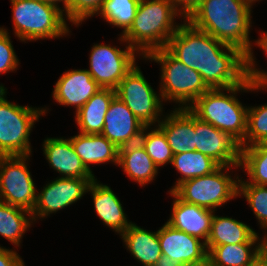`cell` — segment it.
<instances>
[{"instance_id": "7", "label": "cell", "mask_w": 267, "mask_h": 266, "mask_svg": "<svg viewBox=\"0 0 267 266\" xmlns=\"http://www.w3.org/2000/svg\"><path fill=\"white\" fill-rule=\"evenodd\" d=\"M5 90L0 85V156L30 155L31 128L47 109L13 104L5 99Z\"/></svg>"}, {"instance_id": "25", "label": "cell", "mask_w": 267, "mask_h": 266, "mask_svg": "<svg viewBox=\"0 0 267 266\" xmlns=\"http://www.w3.org/2000/svg\"><path fill=\"white\" fill-rule=\"evenodd\" d=\"M121 236L127 249L143 266H154L160 259L158 231L150 232L132 223Z\"/></svg>"}, {"instance_id": "3", "label": "cell", "mask_w": 267, "mask_h": 266, "mask_svg": "<svg viewBox=\"0 0 267 266\" xmlns=\"http://www.w3.org/2000/svg\"><path fill=\"white\" fill-rule=\"evenodd\" d=\"M262 88L266 89L267 85H254L246 79L237 86L208 89L188 107V110L201 121L210 123L221 131L229 132L241 143L247 132L248 108L244 107L235 95L240 90L245 92ZM223 91L229 92L230 95Z\"/></svg>"}, {"instance_id": "12", "label": "cell", "mask_w": 267, "mask_h": 266, "mask_svg": "<svg viewBox=\"0 0 267 266\" xmlns=\"http://www.w3.org/2000/svg\"><path fill=\"white\" fill-rule=\"evenodd\" d=\"M195 151L216 161L220 166L240 167L242 148L240 142L229 132L194 116Z\"/></svg>"}, {"instance_id": "33", "label": "cell", "mask_w": 267, "mask_h": 266, "mask_svg": "<svg viewBox=\"0 0 267 266\" xmlns=\"http://www.w3.org/2000/svg\"><path fill=\"white\" fill-rule=\"evenodd\" d=\"M267 135V104L248 107L247 132L244 140L240 143L241 148L258 143Z\"/></svg>"}, {"instance_id": "40", "label": "cell", "mask_w": 267, "mask_h": 266, "mask_svg": "<svg viewBox=\"0 0 267 266\" xmlns=\"http://www.w3.org/2000/svg\"><path fill=\"white\" fill-rule=\"evenodd\" d=\"M154 266H184L180 261L178 260H172L166 255H161L160 259L155 263Z\"/></svg>"}, {"instance_id": "26", "label": "cell", "mask_w": 267, "mask_h": 266, "mask_svg": "<svg viewBox=\"0 0 267 266\" xmlns=\"http://www.w3.org/2000/svg\"><path fill=\"white\" fill-rule=\"evenodd\" d=\"M255 244L239 243L214 246L208 252V266H250L258 257V245L251 248Z\"/></svg>"}, {"instance_id": "34", "label": "cell", "mask_w": 267, "mask_h": 266, "mask_svg": "<svg viewBox=\"0 0 267 266\" xmlns=\"http://www.w3.org/2000/svg\"><path fill=\"white\" fill-rule=\"evenodd\" d=\"M103 2L104 0H68V20L80 25L83 20L98 13Z\"/></svg>"}, {"instance_id": "27", "label": "cell", "mask_w": 267, "mask_h": 266, "mask_svg": "<svg viewBox=\"0 0 267 266\" xmlns=\"http://www.w3.org/2000/svg\"><path fill=\"white\" fill-rule=\"evenodd\" d=\"M171 164L178 170L182 177L177 180L175 186L170 191H173L180 183L195 177L210 174L220 166L209 156L191 150L173 155Z\"/></svg>"}, {"instance_id": "15", "label": "cell", "mask_w": 267, "mask_h": 266, "mask_svg": "<svg viewBox=\"0 0 267 266\" xmlns=\"http://www.w3.org/2000/svg\"><path fill=\"white\" fill-rule=\"evenodd\" d=\"M146 126L118 97H115L104 119L102 135L118 148L139 142Z\"/></svg>"}, {"instance_id": "8", "label": "cell", "mask_w": 267, "mask_h": 266, "mask_svg": "<svg viewBox=\"0 0 267 266\" xmlns=\"http://www.w3.org/2000/svg\"><path fill=\"white\" fill-rule=\"evenodd\" d=\"M231 166H219L210 174L195 177L180 183L172 192L182 201L210 210L222 206L238 195V180H233L228 172ZM227 168V169H226ZM223 171V172H222Z\"/></svg>"}, {"instance_id": "13", "label": "cell", "mask_w": 267, "mask_h": 266, "mask_svg": "<svg viewBox=\"0 0 267 266\" xmlns=\"http://www.w3.org/2000/svg\"><path fill=\"white\" fill-rule=\"evenodd\" d=\"M94 179L59 177L48 183L41 193H37L36 204L32 210V219L46 217L81 199L88 192Z\"/></svg>"}, {"instance_id": "28", "label": "cell", "mask_w": 267, "mask_h": 266, "mask_svg": "<svg viewBox=\"0 0 267 266\" xmlns=\"http://www.w3.org/2000/svg\"><path fill=\"white\" fill-rule=\"evenodd\" d=\"M32 213L24 208L0 201V235L16 246L20 245L22 235L31 225Z\"/></svg>"}, {"instance_id": "31", "label": "cell", "mask_w": 267, "mask_h": 266, "mask_svg": "<svg viewBox=\"0 0 267 266\" xmlns=\"http://www.w3.org/2000/svg\"><path fill=\"white\" fill-rule=\"evenodd\" d=\"M149 128L150 126L144 128L139 139L146 153L158 168L166 163H172L173 153L168 144L166 135L158 126L156 129L147 133L146 131Z\"/></svg>"}, {"instance_id": "24", "label": "cell", "mask_w": 267, "mask_h": 266, "mask_svg": "<svg viewBox=\"0 0 267 266\" xmlns=\"http://www.w3.org/2000/svg\"><path fill=\"white\" fill-rule=\"evenodd\" d=\"M118 165L129 178L141 186L154 180L158 173V167L140 142L119 148Z\"/></svg>"}, {"instance_id": "10", "label": "cell", "mask_w": 267, "mask_h": 266, "mask_svg": "<svg viewBox=\"0 0 267 266\" xmlns=\"http://www.w3.org/2000/svg\"><path fill=\"white\" fill-rule=\"evenodd\" d=\"M118 97L133 114L145 125L160 122L162 101L143 76L140 68L135 66L115 89Z\"/></svg>"}, {"instance_id": "18", "label": "cell", "mask_w": 267, "mask_h": 266, "mask_svg": "<svg viewBox=\"0 0 267 266\" xmlns=\"http://www.w3.org/2000/svg\"><path fill=\"white\" fill-rule=\"evenodd\" d=\"M169 193L175 200L172 216L167 223L191 236L204 239L206 243L211 230L214 210L186 203L180 200L172 191Z\"/></svg>"}, {"instance_id": "9", "label": "cell", "mask_w": 267, "mask_h": 266, "mask_svg": "<svg viewBox=\"0 0 267 266\" xmlns=\"http://www.w3.org/2000/svg\"><path fill=\"white\" fill-rule=\"evenodd\" d=\"M27 159L29 155L0 156V201L32 212L37 194Z\"/></svg>"}, {"instance_id": "2", "label": "cell", "mask_w": 267, "mask_h": 266, "mask_svg": "<svg viewBox=\"0 0 267 266\" xmlns=\"http://www.w3.org/2000/svg\"><path fill=\"white\" fill-rule=\"evenodd\" d=\"M187 21L245 54L252 48L249 41L251 7L243 0H202Z\"/></svg>"}, {"instance_id": "29", "label": "cell", "mask_w": 267, "mask_h": 266, "mask_svg": "<svg viewBox=\"0 0 267 266\" xmlns=\"http://www.w3.org/2000/svg\"><path fill=\"white\" fill-rule=\"evenodd\" d=\"M140 0H104L97 15L118 28H124V35L131 27Z\"/></svg>"}, {"instance_id": "22", "label": "cell", "mask_w": 267, "mask_h": 266, "mask_svg": "<svg viewBox=\"0 0 267 266\" xmlns=\"http://www.w3.org/2000/svg\"><path fill=\"white\" fill-rule=\"evenodd\" d=\"M258 234L243 222L230 217H220L214 214L211 230L206 242L207 252L214 246L239 243H256Z\"/></svg>"}, {"instance_id": "30", "label": "cell", "mask_w": 267, "mask_h": 266, "mask_svg": "<svg viewBox=\"0 0 267 266\" xmlns=\"http://www.w3.org/2000/svg\"><path fill=\"white\" fill-rule=\"evenodd\" d=\"M240 166L250 177V184L267 186V147L259 142L242 148Z\"/></svg>"}, {"instance_id": "39", "label": "cell", "mask_w": 267, "mask_h": 266, "mask_svg": "<svg viewBox=\"0 0 267 266\" xmlns=\"http://www.w3.org/2000/svg\"><path fill=\"white\" fill-rule=\"evenodd\" d=\"M259 243L258 257L267 266V236H264L263 240Z\"/></svg>"}, {"instance_id": "16", "label": "cell", "mask_w": 267, "mask_h": 266, "mask_svg": "<svg viewBox=\"0 0 267 266\" xmlns=\"http://www.w3.org/2000/svg\"><path fill=\"white\" fill-rule=\"evenodd\" d=\"M100 89L87 69H73L58 79L53 98L60 105L75 106L77 112Z\"/></svg>"}, {"instance_id": "1", "label": "cell", "mask_w": 267, "mask_h": 266, "mask_svg": "<svg viewBox=\"0 0 267 266\" xmlns=\"http://www.w3.org/2000/svg\"><path fill=\"white\" fill-rule=\"evenodd\" d=\"M165 48L196 70L209 89L237 86L247 79L244 52L218 41L187 20L179 25Z\"/></svg>"}, {"instance_id": "17", "label": "cell", "mask_w": 267, "mask_h": 266, "mask_svg": "<svg viewBox=\"0 0 267 266\" xmlns=\"http://www.w3.org/2000/svg\"><path fill=\"white\" fill-rule=\"evenodd\" d=\"M44 155L51 167L64 178L95 179L76 154L70 139L47 138L43 144Z\"/></svg>"}, {"instance_id": "35", "label": "cell", "mask_w": 267, "mask_h": 266, "mask_svg": "<svg viewBox=\"0 0 267 266\" xmlns=\"http://www.w3.org/2000/svg\"><path fill=\"white\" fill-rule=\"evenodd\" d=\"M18 64L9 33L5 28H0V74L14 71Z\"/></svg>"}, {"instance_id": "6", "label": "cell", "mask_w": 267, "mask_h": 266, "mask_svg": "<svg viewBox=\"0 0 267 266\" xmlns=\"http://www.w3.org/2000/svg\"><path fill=\"white\" fill-rule=\"evenodd\" d=\"M144 58L162 65L159 94L162 101L173 100L182 104L179 108H188L209 89L196 70L176 59L166 48L154 50Z\"/></svg>"}, {"instance_id": "20", "label": "cell", "mask_w": 267, "mask_h": 266, "mask_svg": "<svg viewBox=\"0 0 267 266\" xmlns=\"http://www.w3.org/2000/svg\"><path fill=\"white\" fill-rule=\"evenodd\" d=\"M92 193L94 208L98 217L120 235L132 224L127 220L122 204L116 194L107 185L97 183L94 179L88 192Z\"/></svg>"}, {"instance_id": "5", "label": "cell", "mask_w": 267, "mask_h": 266, "mask_svg": "<svg viewBox=\"0 0 267 266\" xmlns=\"http://www.w3.org/2000/svg\"><path fill=\"white\" fill-rule=\"evenodd\" d=\"M15 35L20 40L57 38L69 33L61 8L39 0H10Z\"/></svg>"}, {"instance_id": "14", "label": "cell", "mask_w": 267, "mask_h": 266, "mask_svg": "<svg viewBox=\"0 0 267 266\" xmlns=\"http://www.w3.org/2000/svg\"><path fill=\"white\" fill-rule=\"evenodd\" d=\"M161 253L184 266H208L206 243L178 230L167 222L158 230Z\"/></svg>"}, {"instance_id": "43", "label": "cell", "mask_w": 267, "mask_h": 266, "mask_svg": "<svg viewBox=\"0 0 267 266\" xmlns=\"http://www.w3.org/2000/svg\"><path fill=\"white\" fill-rule=\"evenodd\" d=\"M259 143L263 146V147H267V135L259 141Z\"/></svg>"}, {"instance_id": "32", "label": "cell", "mask_w": 267, "mask_h": 266, "mask_svg": "<svg viewBox=\"0 0 267 266\" xmlns=\"http://www.w3.org/2000/svg\"><path fill=\"white\" fill-rule=\"evenodd\" d=\"M238 195H243L253 210L261 228L267 229V186L238 181Z\"/></svg>"}, {"instance_id": "19", "label": "cell", "mask_w": 267, "mask_h": 266, "mask_svg": "<svg viewBox=\"0 0 267 266\" xmlns=\"http://www.w3.org/2000/svg\"><path fill=\"white\" fill-rule=\"evenodd\" d=\"M158 127L166 135L173 155L195 151L194 115L188 108H175Z\"/></svg>"}, {"instance_id": "36", "label": "cell", "mask_w": 267, "mask_h": 266, "mask_svg": "<svg viewBox=\"0 0 267 266\" xmlns=\"http://www.w3.org/2000/svg\"><path fill=\"white\" fill-rule=\"evenodd\" d=\"M255 41L267 53V32ZM252 49L246 54V77L254 85H267V72L260 71L255 68ZM254 67V68H253Z\"/></svg>"}, {"instance_id": "21", "label": "cell", "mask_w": 267, "mask_h": 266, "mask_svg": "<svg viewBox=\"0 0 267 266\" xmlns=\"http://www.w3.org/2000/svg\"><path fill=\"white\" fill-rule=\"evenodd\" d=\"M82 163L91 171L89 164L114 162L118 165L119 148L102 134H82L69 138Z\"/></svg>"}, {"instance_id": "23", "label": "cell", "mask_w": 267, "mask_h": 266, "mask_svg": "<svg viewBox=\"0 0 267 266\" xmlns=\"http://www.w3.org/2000/svg\"><path fill=\"white\" fill-rule=\"evenodd\" d=\"M116 97L111 88H101L75 114L82 134H101L107 110Z\"/></svg>"}, {"instance_id": "37", "label": "cell", "mask_w": 267, "mask_h": 266, "mask_svg": "<svg viewBox=\"0 0 267 266\" xmlns=\"http://www.w3.org/2000/svg\"><path fill=\"white\" fill-rule=\"evenodd\" d=\"M175 9L185 20L200 6L202 0H171ZM180 7V8H179Z\"/></svg>"}, {"instance_id": "44", "label": "cell", "mask_w": 267, "mask_h": 266, "mask_svg": "<svg viewBox=\"0 0 267 266\" xmlns=\"http://www.w3.org/2000/svg\"><path fill=\"white\" fill-rule=\"evenodd\" d=\"M248 6L252 8V3L258 1V0H243Z\"/></svg>"}, {"instance_id": "41", "label": "cell", "mask_w": 267, "mask_h": 266, "mask_svg": "<svg viewBox=\"0 0 267 266\" xmlns=\"http://www.w3.org/2000/svg\"><path fill=\"white\" fill-rule=\"evenodd\" d=\"M39 1L52 4V5L56 6L57 8H60L58 5V2H62L64 5L63 12L65 11V14L67 15L66 17L68 18V0H39Z\"/></svg>"}, {"instance_id": "4", "label": "cell", "mask_w": 267, "mask_h": 266, "mask_svg": "<svg viewBox=\"0 0 267 266\" xmlns=\"http://www.w3.org/2000/svg\"><path fill=\"white\" fill-rule=\"evenodd\" d=\"M180 15L171 0H140L130 29L121 35L143 58L150 52L165 48L179 25H174L175 16Z\"/></svg>"}, {"instance_id": "11", "label": "cell", "mask_w": 267, "mask_h": 266, "mask_svg": "<svg viewBox=\"0 0 267 266\" xmlns=\"http://www.w3.org/2000/svg\"><path fill=\"white\" fill-rule=\"evenodd\" d=\"M135 49L126 50L104 44L93 45L88 72L101 88L116 89L121 80L136 66Z\"/></svg>"}, {"instance_id": "38", "label": "cell", "mask_w": 267, "mask_h": 266, "mask_svg": "<svg viewBox=\"0 0 267 266\" xmlns=\"http://www.w3.org/2000/svg\"><path fill=\"white\" fill-rule=\"evenodd\" d=\"M0 266H25L22 258L13 250L0 247Z\"/></svg>"}, {"instance_id": "42", "label": "cell", "mask_w": 267, "mask_h": 266, "mask_svg": "<svg viewBox=\"0 0 267 266\" xmlns=\"http://www.w3.org/2000/svg\"><path fill=\"white\" fill-rule=\"evenodd\" d=\"M250 266H266L260 259L257 257Z\"/></svg>"}]
</instances>
